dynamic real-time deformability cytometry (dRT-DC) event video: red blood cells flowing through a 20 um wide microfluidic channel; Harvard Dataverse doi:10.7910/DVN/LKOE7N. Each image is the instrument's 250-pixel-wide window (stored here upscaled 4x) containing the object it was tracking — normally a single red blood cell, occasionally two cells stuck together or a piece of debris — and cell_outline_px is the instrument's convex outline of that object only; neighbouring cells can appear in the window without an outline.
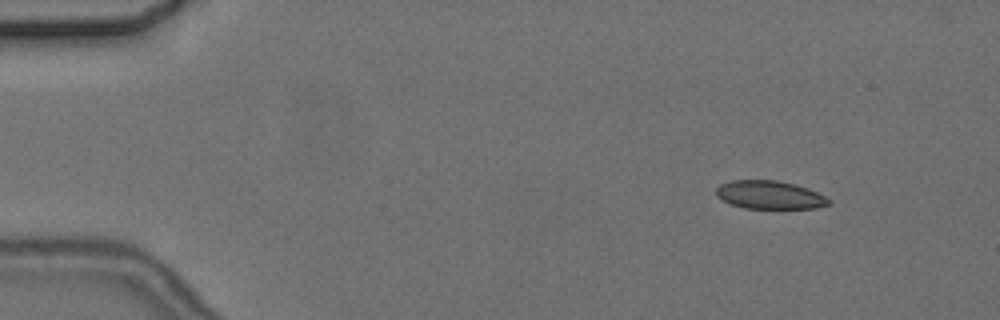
{"species": "common noctule bat (a hibernating species)", "species_latin": "Nyctalus noctula", "temperature_condition": "cold", "stored_images_in_passage": 8, "camera_frame_rate_fps": 3000, "um_per_image_px": 0.085, "animal": {"sex": "female", "body_mass_g": 24.6, "forearm_length_mm": 56.2}, "frame": {"image": 1, "passage_image": 2, "time_ms": 1.333, "image_size_px": [1000, 320], "cell_outline_px": [[832, 204], [816, 208], [744, 208], [732, 204], [716, 196], [716, 188], [720, 184], [732, 180], [776, 180], [808, 188], [832, 200]], "centroid_in_image_um": [65.43, 16.57], "position_along_channel_um": 19.6, "area_um2": 18.44}}
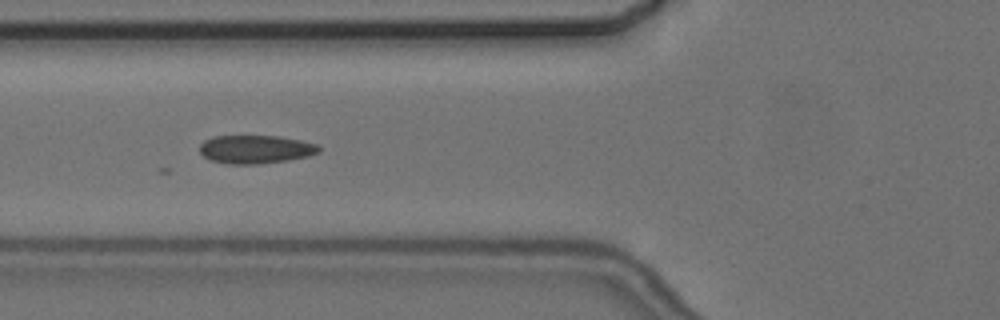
{"frame": {"image": 2, "passage_image": 6, "time_ms": 6.333, "image_size_px": [1000, 320], "cell_outline_px": [[320, 152], [308, 156], [288, 160], [256, 164], [228, 164], [212, 160], [204, 156], [200, 152], [200, 144], [204, 140], [212, 136], [280, 136], [300, 140], [316, 144], [320, 148]], "centroid_in_image_um": [21.72, 12.68], "position_along_channel_um": 104.1, "area_um2": 19.65}}
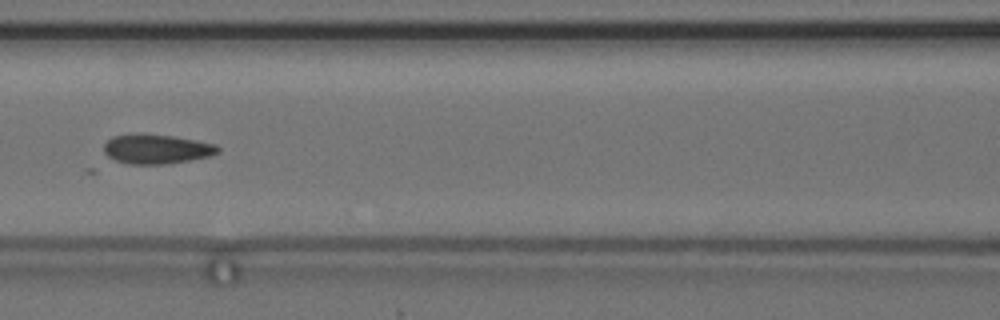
{"frame": {"image": 3, "passage_image": 7, "time_ms": 7.667, "image_size_px": [1000, 320], "cell_outline_px": [[220, 152], [208, 156], [168, 164], [128, 164], [116, 160], [108, 156], [104, 152], [104, 144], [112, 136], [140, 132], [172, 136], [196, 140], [216, 144], [220, 148]], "centroid_in_image_um": [13.29, 12.65], "position_along_channel_um": 153.3, "area_um2": 19.77}}